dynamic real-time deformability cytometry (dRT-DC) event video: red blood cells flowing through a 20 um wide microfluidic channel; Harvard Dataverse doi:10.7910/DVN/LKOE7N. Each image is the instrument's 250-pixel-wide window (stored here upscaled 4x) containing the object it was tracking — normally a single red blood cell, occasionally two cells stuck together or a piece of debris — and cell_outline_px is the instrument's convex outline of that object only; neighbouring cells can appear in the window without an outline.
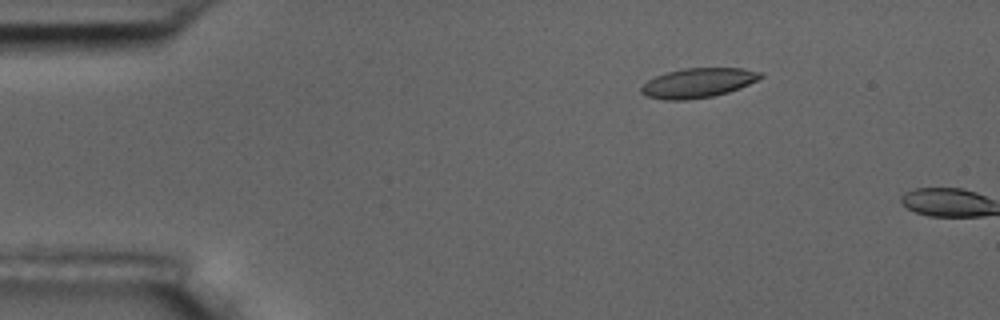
{"species": "common noctule bat (a hibernating species)", "species_latin": "Nyctalus noctula", "temperature_condition": "room temperature", "stored_images_in_passage": 4, "camera_frame_rate_fps": 3000, "um_per_image_px": 0.085, "animal": {"sex": "male", "body_mass_g": 17.5, "forearm_length_mm": 52.3}, "frame": {"image": 1, "passage_image": 3, "time_ms": 2.333, "image_size_px": [1000, 320], "cell_outline_px": [[764, 76], [740, 88], [728, 92], [712, 96], [688, 100], [664, 100], [648, 96], [640, 92], [640, 88], [648, 80], [656, 76], [668, 72], [684, 68], [744, 68], [764, 72]], "centroid_in_image_um": [59.36, 7.04], "position_along_channel_um": 25.6, "area_um2": 20.52}}